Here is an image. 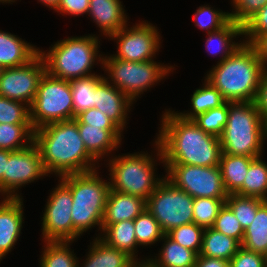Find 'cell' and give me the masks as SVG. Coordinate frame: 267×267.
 I'll list each match as a JSON object with an SVG mask.
<instances>
[{"mask_svg": "<svg viewBox=\"0 0 267 267\" xmlns=\"http://www.w3.org/2000/svg\"><path fill=\"white\" fill-rule=\"evenodd\" d=\"M255 103L264 122L267 124V70L262 73Z\"/></svg>", "mask_w": 267, "mask_h": 267, "instance_id": "47", "label": "cell"}, {"mask_svg": "<svg viewBox=\"0 0 267 267\" xmlns=\"http://www.w3.org/2000/svg\"><path fill=\"white\" fill-rule=\"evenodd\" d=\"M244 43L253 45L267 34V4L243 25Z\"/></svg>", "mask_w": 267, "mask_h": 267, "instance_id": "43", "label": "cell"}, {"mask_svg": "<svg viewBox=\"0 0 267 267\" xmlns=\"http://www.w3.org/2000/svg\"><path fill=\"white\" fill-rule=\"evenodd\" d=\"M146 209V200L120 193L109 191L102 225H111L124 220H134Z\"/></svg>", "mask_w": 267, "mask_h": 267, "instance_id": "20", "label": "cell"}, {"mask_svg": "<svg viewBox=\"0 0 267 267\" xmlns=\"http://www.w3.org/2000/svg\"><path fill=\"white\" fill-rule=\"evenodd\" d=\"M226 198H194L193 222L203 229L212 228Z\"/></svg>", "mask_w": 267, "mask_h": 267, "instance_id": "35", "label": "cell"}, {"mask_svg": "<svg viewBox=\"0 0 267 267\" xmlns=\"http://www.w3.org/2000/svg\"><path fill=\"white\" fill-rule=\"evenodd\" d=\"M156 155L146 152L126 153L123 155H113L106 161L109 185L111 190L120 193L130 194L147 200L157 186L165 179V176L156 175L157 159L163 164V155L159 143H153ZM154 156V157H152ZM156 157V160H155ZM156 171V172H155ZM161 177V178H158Z\"/></svg>", "mask_w": 267, "mask_h": 267, "instance_id": "4", "label": "cell"}, {"mask_svg": "<svg viewBox=\"0 0 267 267\" xmlns=\"http://www.w3.org/2000/svg\"><path fill=\"white\" fill-rule=\"evenodd\" d=\"M120 0H89L88 16L107 38L128 23V15Z\"/></svg>", "mask_w": 267, "mask_h": 267, "instance_id": "19", "label": "cell"}, {"mask_svg": "<svg viewBox=\"0 0 267 267\" xmlns=\"http://www.w3.org/2000/svg\"><path fill=\"white\" fill-rule=\"evenodd\" d=\"M207 36L208 37L205 39L206 50L212 56L220 54L219 61H217L218 63L228 58L244 44V39H240V43L234 41L236 37L239 38L238 36H240L243 38L244 36L243 26L236 23L234 20H230L220 30L208 33Z\"/></svg>", "mask_w": 267, "mask_h": 267, "instance_id": "24", "label": "cell"}, {"mask_svg": "<svg viewBox=\"0 0 267 267\" xmlns=\"http://www.w3.org/2000/svg\"><path fill=\"white\" fill-rule=\"evenodd\" d=\"M135 236L137 243L142 248L144 246H152L157 242H161V239L165 235L162 231L157 220L152 214L145 209L139 216L134 219Z\"/></svg>", "mask_w": 267, "mask_h": 267, "instance_id": "34", "label": "cell"}, {"mask_svg": "<svg viewBox=\"0 0 267 267\" xmlns=\"http://www.w3.org/2000/svg\"><path fill=\"white\" fill-rule=\"evenodd\" d=\"M88 245V254L78 267H132L136 262L125 252L108 246L104 241L95 236Z\"/></svg>", "mask_w": 267, "mask_h": 267, "instance_id": "23", "label": "cell"}, {"mask_svg": "<svg viewBox=\"0 0 267 267\" xmlns=\"http://www.w3.org/2000/svg\"><path fill=\"white\" fill-rule=\"evenodd\" d=\"M52 190L47 198L44 212L42 211V240L74 242L71 191L60 179H58V185Z\"/></svg>", "mask_w": 267, "mask_h": 267, "instance_id": "13", "label": "cell"}, {"mask_svg": "<svg viewBox=\"0 0 267 267\" xmlns=\"http://www.w3.org/2000/svg\"><path fill=\"white\" fill-rule=\"evenodd\" d=\"M229 12H223L222 10L215 9L208 4H204L198 7L193 15V21L195 27L201 30H205L206 33L220 30L230 21Z\"/></svg>", "mask_w": 267, "mask_h": 267, "instance_id": "37", "label": "cell"}, {"mask_svg": "<svg viewBox=\"0 0 267 267\" xmlns=\"http://www.w3.org/2000/svg\"><path fill=\"white\" fill-rule=\"evenodd\" d=\"M203 232L204 229L193 222L175 227L167 232L166 235L174 242L199 255L202 247Z\"/></svg>", "mask_w": 267, "mask_h": 267, "instance_id": "39", "label": "cell"}, {"mask_svg": "<svg viewBox=\"0 0 267 267\" xmlns=\"http://www.w3.org/2000/svg\"><path fill=\"white\" fill-rule=\"evenodd\" d=\"M264 68L256 48L244 43L205 75L227 102H255Z\"/></svg>", "mask_w": 267, "mask_h": 267, "instance_id": "3", "label": "cell"}, {"mask_svg": "<svg viewBox=\"0 0 267 267\" xmlns=\"http://www.w3.org/2000/svg\"><path fill=\"white\" fill-rule=\"evenodd\" d=\"M34 143L49 177L53 173L60 178L99 169V163L87 152L74 120L50 123L34 130Z\"/></svg>", "mask_w": 267, "mask_h": 267, "instance_id": "2", "label": "cell"}, {"mask_svg": "<svg viewBox=\"0 0 267 267\" xmlns=\"http://www.w3.org/2000/svg\"><path fill=\"white\" fill-rule=\"evenodd\" d=\"M9 150L0 149V195L3 196V174L6 171Z\"/></svg>", "mask_w": 267, "mask_h": 267, "instance_id": "50", "label": "cell"}, {"mask_svg": "<svg viewBox=\"0 0 267 267\" xmlns=\"http://www.w3.org/2000/svg\"><path fill=\"white\" fill-rule=\"evenodd\" d=\"M232 11L229 12L230 19L240 25H244L254 14L262 9L267 0H230Z\"/></svg>", "mask_w": 267, "mask_h": 267, "instance_id": "42", "label": "cell"}, {"mask_svg": "<svg viewBox=\"0 0 267 267\" xmlns=\"http://www.w3.org/2000/svg\"><path fill=\"white\" fill-rule=\"evenodd\" d=\"M222 153L257 158L264 152L267 124L255 102H229L227 123L219 137Z\"/></svg>", "mask_w": 267, "mask_h": 267, "instance_id": "7", "label": "cell"}, {"mask_svg": "<svg viewBox=\"0 0 267 267\" xmlns=\"http://www.w3.org/2000/svg\"><path fill=\"white\" fill-rule=\"evenodd\" d=\"M262 158L251 161L243 185L234 194L267 200V164Z\"/></svg>", "mask_w": 267, "mask_h": 267, "instance_id": "29", "label": "cell"}, {"mask_svg": "<svg viewBox=\"0 0 267 267\" xmlns=\"http://www.w3.org/2000/svg\"><path fill=\"white\" fill-rule=\"evenodd\" d=\"M162 246L157 256L145 257L154 267H195L197 254L170 239L166 234L161 239ZM164 242V243H163Z\"/></svg>", "mask_w": 267, "mask_h": 267, "instance_id": "25", "label": "cell"}, {"mask_svg": "<svg viewBox=\"0 0 267 267\" xmlns=\"http://www.w3.org/2000/svg\"><path fill=\"white\" fill-rule=\"evenodd\" d=\"M0 123L31 124L29 106L0 96Z\"/></svg>", "mask_w": 267, "mask_h": 267, "instance_id": "40", "label": "cell"}, {"mask_svg": "<svg viewBox=\"0 0 267 267\" xmlns=\"http://www.w3.org/2000/svg\"><path fill=\"white\" fill-rule=\"evenodd\" d=\"M229 267H267L266 256L244 249L242 246L229 261Z\"/></svg>", "mask_w": 267, "mask_h": 267, "instance_id": "44", "label": "cell"}, {"mask_svg": "<svg viewBox=\"0 0 267 267\" xmlns=\"http://www.w3.org/2000/svg\"><path fill=\"white\" fill-rule=\"evenodd\" d=\"M45 72V60L40 53L25 65L2 69L0 96L23 102L30 107Z\"/></svg>", "mask_w": 267, "mask_h": 267, "instance_id": "15", "label": "cell"}, {"mask_svg": "<svg viewBox=\"0 0 267 267\" xmlns=\"http://www.w3.org/2000/svg\"><path fill=\"white\" fill-rule=\"evenodd\" d=\"M265 201L256 197L229 194L225 204L232 210L243 229L247 228L256 216L257 209Z\"/></svg>", "mask_w": 267, "mask_h": 267, "instance_id": "36", "label": "cell"}, {"mask_svg": "<svg viewBox=\"0 0 267 267\" xmlns=\"http://www.w3.org/2000/svg\"><path fill=\"white\" fill-rule=\"evenodd\" d=\"M99 35L71 36L55 42L49 51L39 49L45 60L46 72L51 76L71 81L91 76L94 65L103 66Z\"/></svg>", "mask_w": 267, "mask_h": 267, "instance_id": "5", "label": "cell"}, {"mask_svg": "<svg viewBox=\"0 0 267 267\" xmlns=\"http://www.w3.org/2000/svg\"><path fill=\"white\" fill-rule=\"evenodd\" d=\"M103 233H98L100 238L108 246L117 248L125 252L135 262H145L143 258L138 257V243L135 236L134 220H124L111 225H102ZM139 260V261H138Z\"/></svg>", "mask_w": 267, "mask_h": 267, "instance_id": "22", "label": "cell"}, {"mask_svg": "<svg viewBox=\"0 0 267 267\" xmlns=\"http://www.w3.org/2000/svg\"><path fill=\"white\" fill-rule=\"evenodd\" d=\"M29 109L34 130L50 123L73 120L70 82L45 72Z\"/></svg>", "mask_w": 267, "mask_h": 267, "instance_id": "9", "label": "cell"}, {"mask_svg": "<svg viewBox=\"0 0 267 267\" xmlns=\"http://www.w3.org/2000/svg\"><path fill=\"white\" fill-rule=\"evenodd\" d=\"M241 246L248 251L267 254V200L257 209L252 223L244 229Z\"/></svg>", "mask_w": 267, "mask_h": 267, "instance_id": "30", "label": "cell"}, {"mask_svg": "<svg viewBox=\"0 0 267 267\" xmlns=\"http://www.w3.org/2000/svg\"><path fill=\"white\" fill-rule=\"evenodd\" d=\"M77 123L80 137L83 140L87 152L97 161H103L105 157H112L121 145L123 132L121 130H104L100 127L82 124L77 118L73 119ZM111 153V154H110ZM106 155V156H105Z\"/></svg>", "mask_w": 267, "mask_h": 267, "instance_id": "18", "label": "cell"}, {"mask_svg": "<svg viewBox=\"0 0 267 267\" xmlns=\"http://www.w3.org/2000/svg\"><path fill=\"white\" fill-rule=\"evenodd\" d=\"M253 157L222 153L219 168L228 194H234L244 182Z\"/></svg>", "mask_w": 267, "mask_h": 267, "instance_id": "26", "label": "cell"}, {"mask_svg": "<svg viewBox=\"0 0 267 267\" xmlns=\"http://www.w3.org/2000/svg\"><path fill=\"white\" fill-rule=\"evenodd\" d=\"M160 126L155 140L163 164L219 166L222 154L219 137L203 131L192 120L181 118L170 108L163 112Z\"/></svg>", "mask_w": 267, "mask_h": 267, "instance_id": "1", "label": "cell"}, {"mask_svg": "<svg viewBox=\"0 0 267 267\" xmlns=\"http://www.w3.org/2000/svg\"><path fill=\"white\" fill-rule=\"evenodd\" d=\"M193 200L165 178L146 200V209L166 234L175 227L193 223Z\"/></svg>", "mask_w": 267, "mask_h": 267, "instance_id": "10", "label": "cell"}, {"mask_svg": "<svg viewBox=\"0 0 267 267\" xmlns=\"http://www.w3.org/2000/svg\"><path fill=\"white\" fill-rule=\"evenodd\" d=\"M76 118L82 124H88L90 126L100 127L104 130H120L106 114L102 113L96 108H90L78 114Z\"/></svg>", "mask_w": 267, "mask_h": 267, "instance_id": "45", "label": "cell"}, {"mask_svg": "<svg viewBox=\"0 0 267 267\" xmlns=\"http://www.w3.org/2000/svg\"><path fill=\"white\" fill-rule=\"evenodd\" d=\"M229 102L198 115L192 121L203 131L220 137L227 123Z\"/></svg>", "mask_w": 267, "mask_h": 267, "instance_id": "38", "label": "cell"}, {"mask_svg": "<svg viewBox=\"0 0 267 267\" xmlns=\"http://www.w3.org/2000/svg\"><path fill=\"white\" fill-rule=\"evenodd\" d=\"M195 267H229V262L224 259L197 255Z\"/></svg>", "mask_w": 267, "mask_h": 267, "instance_id": "48", "label": "cell"}, {"mask_svg": "<svg viewBox=\"0 0 267 267\" xmlns=\"http://www.w3.org/2000/svg\"><path fill=\"white\" fill-rule=\"evenodd\" d=\"M45 176L48 174L42 165L39 148L34 142L22 150L9 151L6 171L3 174V197L22 198V193H18L21 187Z\"/></svg>", "mask_w": 267, "mask_h": 267, "instance_id": "14", "label": "cell"}, {"mask_svg": "<svg viewBox=\"0 0 267 267\" xmlns=\"http://www.w3.org/2000/svg\"><path fill=\"white\" fill-rule=\"evenodd\" d=\"M23 198L0 200V262L13 250L24 223Z\"/></svg>", "mask_w": 267, "mask_h": 267, "instance_id": "17", "label": "cell"}, {"mask_svg": "<svg viewBox=\"0 0 267 267\" xmlns=\"http://www.w3.org/2000/svg\"><path fill=\"white\" fill-rule=\"evenodd\" d=\"M34 142V129L31 124H1L0 149L18 151Z\"/></svg>", "mask_w": 267, "mask_h": 267, "instance_id": "33", "label": "cell"}, {"mask_svg": "<svg viewBox=\"0 0 267 267\" xmlns=\"http://www.w3.org/2000/svg\"><path fill=\"white\" fill-rule=\"evenodd\" d=\"M89 11V0H60L58 6V14L73 15L74 17L88 14ZM60 12V13H59Z\"/></svg>", "mask_w": 267, "mask_h": 267, "instance_id": "46", "label": "cell"}, {"mask_svg": "<svg viewBox=\"0 0 267 267\" xmlns=\"http://www.w3.org/2000/svg\"><path fill=\"white\" fill-rule=\"evenodd\" d=\"M168 179L176 188L193 198H227L219 166L163 164Z\"/></svg>", "mask_w": 267, "mask_h": 267, "instance_id": "11", "label": "cell"}, {"mask_svg": "<svg viewBox=\"0 0 267 267\" xmlns=\"http://www.w3.org/2000/svg\"><path fill=\"white\" fill-rule=\"evenodd\" d=\"M253 46L256 48L264 70H267V34L262 35Z\"/></svg>", "mask_w": 267, "mask_h": 267, "instance_id": "49", "label": "cell"}, {"mask_svg": "<svg viewBox=\"0 0 267 267\" xmlns=\"http://www.w3.org/2000/svg\"><path fill=\"white\" fill-rule=\"evenodd\" d=\"M94 108L106 114L122 132L134 102L118 88L103 78L95 87Z\"/></svg>", "mask_w": 267, "mask_h": 267, "instance_id": "16", "label": "cell"}, {"mask_svg": "<svg viewBox=\"0 0 267 267\" xmlns=\"http://www.w3.org/2000/svg\"><path fill=\"white\" fill-rule=\"evenodd\" d=\"M132 267H154L148 261L136 262Z\"/></svg>", "mask_w": 267, "mask_h": 267, "instance_id": "52", "label": "cell"}, {"mask_svg": "<svg viewBox=\"0 0 267 267\" xmlns=\"http://www.w3.org/2000/svg\"><path fill=\"white\" fill-rule=\"evenodd\" d=\"M17 0H0V4L2 3H4V4H7V3H9V4H12L13 2L15 3Z\"/></svg>", "mask_w": 267, "mask_h": 267, "instance_id": "53", "label": "cell"}, {"mask_svg": "<svg viewBox=\"0 0 267 267\" xmlns=\"http://www.w3.org/2000/svg\"><path fill=\"white\" fill-rule=\"evenodd\" d=\"M70 241H44L39 267H78V257Z\"/></svg>", "mask_w": 267, "mask_h": 267, "instance_id": "31", "label": "cell"}, {"mask_svg": "<svg viewBox=\"0 0 267 267\" xmlns=\"http://www.w3.org/2000/svg\"><path fill=\"white\" fill-rule=\"evenodd\" d=\"M104 78L101 74L73 79L70 82L74 118L81 112L94 108L95 87Z\"/></svg>", "mask_w": 267, "mask_h": 267, "instance_id": "32", "label": "cell"}, {"mask_svg": "<svg viewBox=\"0 0 267 267\" xmlns=\"http://www.w3.org/2000/svg\"><path fill=\"white\" fill-rule=\"evenodd\" d=\"M102 69H105L104 72H106L104 78L135 103L141 94L143 95L152 86L169 76L175 67L154 59L133 62L113 58L106 54L103 56Z\"/></svg>", "mask_w": 267, "mask_h": 267, "instance_id": "8", "label": "cell"}, {"mask_svg": "<svg viewBox=\"0 0 267 267\" xmlns=\"http://www.w3.org/2000/svg\"><path fill=\"white\" fill-rule=\"evenodd\" d=\"M128 26L109 36L108 40H114L117 44V51L111 56L133 62L153 60L161 48L160 31L152 23L143 20L132 27Z\"/></svg>", "mask_w": 267, "mask_h": 267, "instance_id": "12", "label": "cell"}, {"mask_svg": "<svg viewBox=\"0 0 267 267\" xmlns=\"http://www.w3.org/2000/svg\"><path fill=\"white\" fill-rule=\"evenodd\" d=\"M212 228L236 239L240 244L243 241L244 229L226 204L220 209Z\"/></svg>", "mask_w": 267, "mask_h": 267, "instance_id": "41", "label": "cell"}, {"mask_svg": "<svg viewBox=\"0 0 267 267\" xmlns=\"http://www.w3.org/2000/svg\"><path fill=\"white\" fill-rule=\"evenodd\" d=\"M94 171L69 174L59 179L70 189L72 194L71 217L75 228V240L88 230L98 226L102 233L105 206L110 191L109 181L104 180Z\"/></svg>", "mask_w": 267, "mask_h": 267, "instance_id": "6", "label": "cell"}, {"mask_svg": "<svg viewBox=\"0 0 267 267\" xmlns=\"http://www.w3.org/2000/svg\"><path fill=\"white\" fill-rule=\"evenodd\" d=\"M240 247L241 244L236 239L208 228L204 229L199 255L229 262Z\"/></svg>", "mask_w": 267, "mask_h": 267, "instance_id": "27", "label": "cell"}, {"mask_svg": "<svg viewBox=\"0 0 267 267\" xmlns=\"http://www.w3.org/2000/svg\"><path fill=\"white\" fill-rule=\"evenodd\" d=\"M190 100L192 110L175 112L181 118L186 120H193L198 115L203 114L210 109L218 108L227 102L222 94L206 79L204 80L202 87L194 90Z\"/></svg>", "mask_w": 267, "mask_h": 267, "instance_id": "28", "label": "cell"}, {"mask_svg": "<svg viewBox=\"0 0 267 267\" xmlns=\"http://www.w3.org/2000/svg\"><path fill=\"white\" fill-rule=\"evenodd\" d=\"M39 49L18 35L0 30V67L3 69L27 64Z\"/></svg>", "mask_w": 267, "mask_h": 267, "instance_id": "21", "label": "cell"}, {"mask_svg": "<svg viewBox=\"0 0 267 267\" xmlns=\"http://www.w3.org/2000/svg\"><path fill=\"white\" fill-rule=\"evenodd\" d=\"M38 2L50 9H53L54 11H56L60 5V0H38Z\"/></svg>", "mask_w": 267, "mask_h": 267, "instance_id": "51", "label": "cell"}]
</instances>
